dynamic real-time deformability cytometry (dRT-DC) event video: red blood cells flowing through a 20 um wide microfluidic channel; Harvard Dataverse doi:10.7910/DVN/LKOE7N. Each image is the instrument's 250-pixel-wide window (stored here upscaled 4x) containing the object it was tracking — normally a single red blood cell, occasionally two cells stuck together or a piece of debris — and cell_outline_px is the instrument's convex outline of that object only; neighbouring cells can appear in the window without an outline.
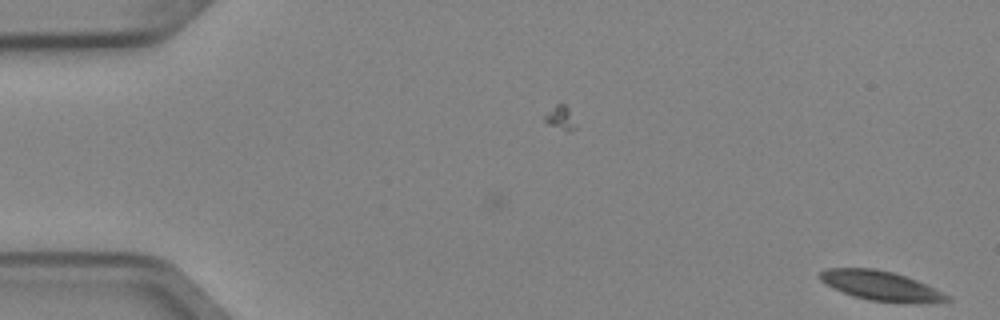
{"species": "Egyptian fruit bat (a non-hibernating species)", "species_latin": "Rousettus aegyptiacus", "temperature_condition": "cold", "stored_images_in_passage": 5, "camera_frame_rate_fps": 3000, "um_per_image_px": 0.085, "animal": {"sex": "female"}, "frame": {"image": 1, "passage_image": 5, "time_ms": 1.333, "image_size_px": [1000, 320], "cell_outline_px": [[952, 300], [924, 304], [904, 304], [868, 300], [844, 292], [820, 280], [820, 272], [824, 268], [876, 268], [892, 272], [916, 280], [948, 296]], "centroid_in_image_um": [74.9, 24.31], "position_along_channel_um": 10.1, "area_um2": 21.73}}